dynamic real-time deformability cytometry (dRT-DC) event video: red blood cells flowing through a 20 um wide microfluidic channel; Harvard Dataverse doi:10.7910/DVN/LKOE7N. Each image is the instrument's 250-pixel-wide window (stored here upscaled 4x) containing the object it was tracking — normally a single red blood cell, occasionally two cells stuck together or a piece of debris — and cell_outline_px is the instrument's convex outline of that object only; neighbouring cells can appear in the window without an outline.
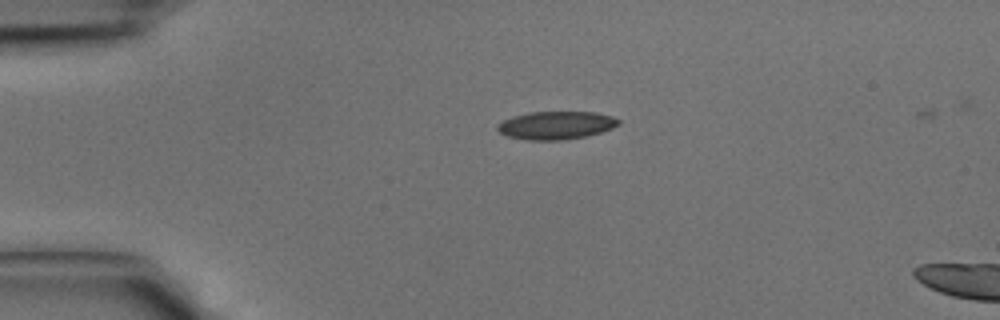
{"species": "common noctule bat (a hibernating species)", "species_latin": "Nyctalus noctula", "temperature_condition": "cold", "stored_images_in_passage": 2, "camera_frame_rate_fps": 3000, "um_per_image_px": 0.085, "animal": {"sex": "male", "body_mass_g": 15.6}, "frame": {"image": 1, "passage_image": 1, "time_ms": 0.0, "image_size_px": [1000, 320], "cell_outline_px": [[620, 124], [612, 128], [600, 132], [584, 136], [560, 140], [528, 140], [508, 136], [500, 132], [496, 128], [496, 124], [512, 116], [528, 112], [596, 112], [612, 116], [620, 120]], "centroid_in_image_um": [47.25, 10.64], "position_along_channel_um": 37.7, "area_um2": 19.71}}